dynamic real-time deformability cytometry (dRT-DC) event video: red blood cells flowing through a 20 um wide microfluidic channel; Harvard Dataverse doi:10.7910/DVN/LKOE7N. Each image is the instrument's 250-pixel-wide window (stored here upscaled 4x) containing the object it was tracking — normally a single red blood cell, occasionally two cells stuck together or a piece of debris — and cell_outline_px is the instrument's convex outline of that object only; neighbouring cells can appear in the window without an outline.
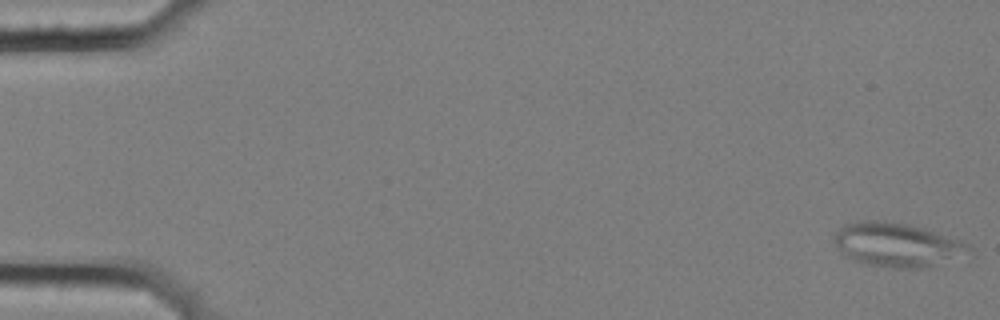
{"species": "common noctule bat (a hibernating species)", "species_latin": "Nyctalus noctula", "temperature_condition": "cold", "stored_images_in_passage": 16, "camera_frame_rate_fps": 3000, "um_per_image_px": 0.085, "animal": {"sex": "female", "body_mass_g": 25.1}, "frame": {"image": 1, "passage_image": 1, "time_ms": 0.0, "image_size_px": [1000, 320], "cell_outline_px": [[976, 256], [928, 268], [896, 268], [868, 264], [856, 260], [840, 252], [832, 240], [832, 236], [844, 224], [860, 220], [880, 220], [908, 224], [924, 228], [960, 240], [968, 244], [972, 248]], "centroid_in_image_um": [76.38, 20.82], "position_along_channel_um": 8.6, "area_um2": 35.49}}